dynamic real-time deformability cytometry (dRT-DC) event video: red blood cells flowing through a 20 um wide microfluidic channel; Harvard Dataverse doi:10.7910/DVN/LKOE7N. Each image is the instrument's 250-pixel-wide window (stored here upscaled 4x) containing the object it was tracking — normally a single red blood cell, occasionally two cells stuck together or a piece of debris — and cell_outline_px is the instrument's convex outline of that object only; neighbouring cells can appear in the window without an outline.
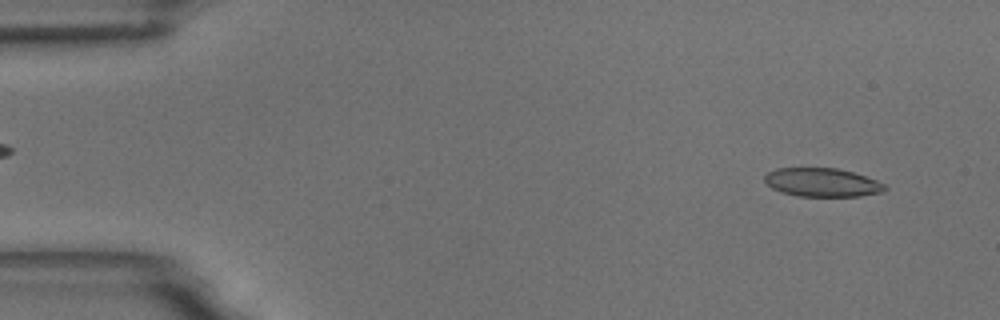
{"species": "common noctule bat (a hibernating species)", "species_latin": "Nyctalus noctula", "temperature_condition": "room temperature", "stored_images_in_passage": 54, "camera_frame_rate_fps": 3000, "um_per_image_px": 0.085, "animal": {"sex": "male", "body_mass_g": 18.8}, "frame": {"image": 1, "passage_image": 4, "time_ms": 1.0, "image_size_px": [1000, 320], "cell_outline_px": [[888, 188], [880, 192], [860, 196], [796, 196], [772, 188], [764, 180], [764, 176], [768, 172], [776, 168], [836, 168], [852, 172], [876, 180], [884, 184]], "centroid_in_image_um": [69.87, 15.5], "position_along_channel_um": 15.1, "area_um2": 19.83}}
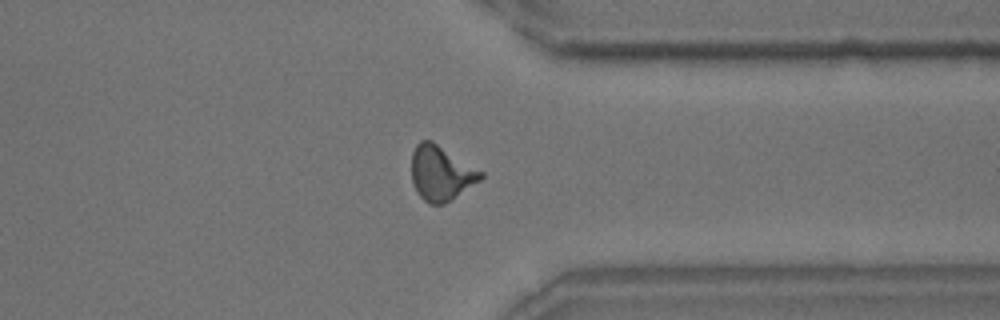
{"frame": {"image": 2, "passage_image": 42, "time_ms": 13.667, "image_size_px": [1000, 320], "cell_outline_px": [[484, 176], [480, 180], [452, 200], [444, 204], [432, 204], [424, 200], [416, 192], [412, 184], [412, 152], [416, 144], [420, 140], [432, 140], [484, 172]], "centroid_in_image_um": [37.48, 14.71], "position_along_channel_um": 373.9, "area_um2": 22.25}}
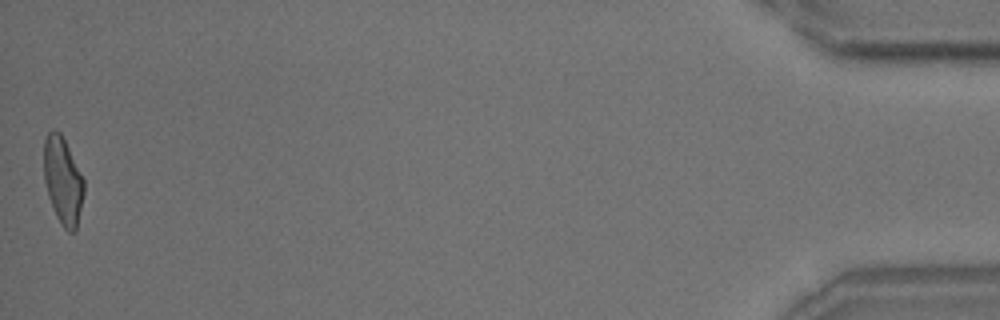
{"frame": {"image": 3, "passage_image": 54, "time_ms": 17.667, "image_size_px": [1000, 320], "cell_outline_px": [[84, 192], [76, 232], [68, 232], [64, 228], [56, 216], [48, 196], [44, 180], [44, 140], [48, 132], [52, 128], [60, 132], [84, 180]], "centroid_in_image_um": [5.33, 15.37], "position_along_channel_um": 429.9, "area_um2": 20.23}, "authors_computed_cell_mechanics": {"area_um2": 21.0103, "velocity_mm_per_s": 3.6914, "shape_relaxation_time_tau1_ms": 6.7469, "shape_relaxation_time_tau2_ms": 1.4907, "deformation_change_tau1": 0.1681, "deformation_change_tau2": 0.0856}}